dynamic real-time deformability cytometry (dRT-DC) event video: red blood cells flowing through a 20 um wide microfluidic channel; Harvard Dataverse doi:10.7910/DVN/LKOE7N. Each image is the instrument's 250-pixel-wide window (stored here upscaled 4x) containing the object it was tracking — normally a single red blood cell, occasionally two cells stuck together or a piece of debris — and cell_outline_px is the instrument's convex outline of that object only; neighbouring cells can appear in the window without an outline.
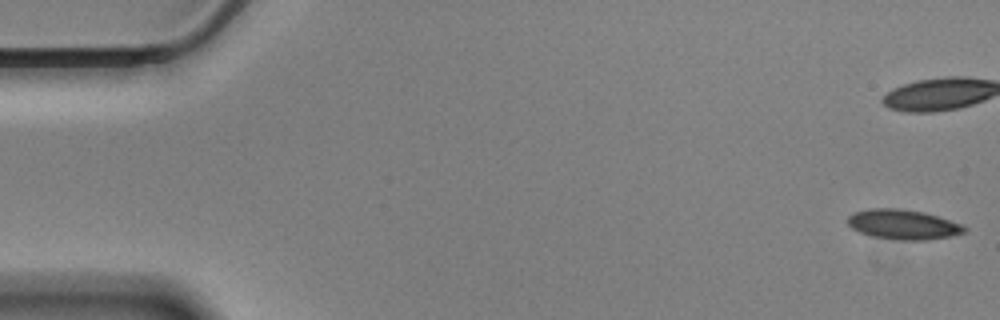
{"species": "Egyptian fruit bat (a non-hibernating species)", "species_latin": "Rousettus aegyptiacus", "temperature_condition": "cold", "stored_images_in_passage": 58, "camera_frame_rate_fps": 3000, "um_per_image_px": 0.085, "animal": {"sex": "male"}, "frame": {"image": 1, "passage_image": 1, "time_ms": 0.0, "image_size_px": [1000, 320], "cell_outline_px": [[968, 232], [948, 236], [924, 240], [900, 240], [872, 236], [860, 232], [852, 228], [848, 224], [848, 216], [852, 212], [872, 208], [900, 208], [924, 212], [960, 224], [968, 228]], "centroid_in_image_um": [76.74, 19.07], "position_along_channel_um": 8.3, "area_um2": 20.17}, "authors_computed_cell_mechanics": {"area_um2": 20.23, "velocity_mm_per_s": 3.4564, "shape_relaxation_time_tau1_ms": 4.373, "shape_relaxation_time_tau2_ms": 3.0777, "deformation_change_tau1": 0.1241, "deformation_change_tau2": 0.0925}}